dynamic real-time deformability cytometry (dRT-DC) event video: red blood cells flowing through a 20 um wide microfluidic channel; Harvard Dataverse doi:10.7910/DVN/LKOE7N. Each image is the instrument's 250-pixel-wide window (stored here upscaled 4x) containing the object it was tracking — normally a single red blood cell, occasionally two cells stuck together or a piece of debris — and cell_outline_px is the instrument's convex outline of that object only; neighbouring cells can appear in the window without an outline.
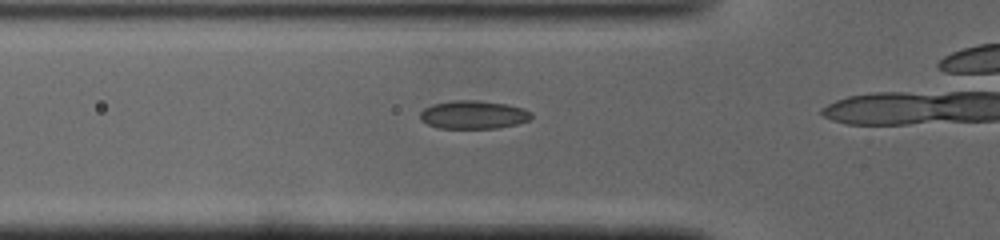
{"species": "common noctule bat (a hibernating species)", "species_latin": "Nyctalus noctula", "temperature_condition": "cold", "stored_images_in_passage": 13, "camera_frame_rate_fps": 3000, "um_per_image_px": 0.085, "animal": {"sex": "male", "body_mass_g": 19.0, "forearm_length_mm": 50.8}, "frame": {"image": 1, "passage_image": 11, "time_ms": 3.333, "image_size_px": [1000, 240], "cell_outline_px": [[532, 116], [528, 120], [516, 124], [496, 128], [436, 128], [420, 120], [420, 112], [424, 108], [432, 104], [456, 100], [476, 100], [508, 104], [524, 108], [532, 112]], "centroid_in_image_um": [40.23, 9.75], "position_along_channel_um": 85.6, "area_um2": 18.38}}